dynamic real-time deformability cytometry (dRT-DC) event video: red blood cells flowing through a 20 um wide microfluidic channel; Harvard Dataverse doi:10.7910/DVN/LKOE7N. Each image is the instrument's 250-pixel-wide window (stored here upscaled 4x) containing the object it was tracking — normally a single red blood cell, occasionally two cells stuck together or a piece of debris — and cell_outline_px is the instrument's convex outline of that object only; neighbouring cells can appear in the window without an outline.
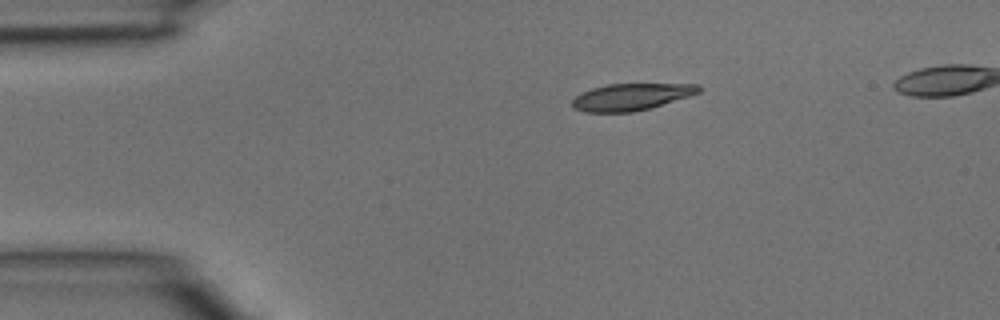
{"species": "common noctule bat (a hibernating species)", "species_latin": "Nyctalus noctula", "temperature_condition": "room temperature", "stored_images_in_passage": 3, "camera_frame_rate_fps": 3000, "um_per_image_px": 0.085, "animal": {"sex": "male", "body_mass_g": 15.6}, "frame": {"image": 1, "passage_image": 1, "time_ms": 0.0, "image_size_px": [1000, 320], "cell_outline_px": [[700, 92], [688, 96], [648, 108], [632, 112], [584, 112], [576, 108], [572, 104], [572, 100], [580, 92], [592, 88], [608, 84], [700, 84]], "centroid_in_image_um": [53.62, 8.22], "position_along_channel_um": 31.4, "area_um2": 19.48}}